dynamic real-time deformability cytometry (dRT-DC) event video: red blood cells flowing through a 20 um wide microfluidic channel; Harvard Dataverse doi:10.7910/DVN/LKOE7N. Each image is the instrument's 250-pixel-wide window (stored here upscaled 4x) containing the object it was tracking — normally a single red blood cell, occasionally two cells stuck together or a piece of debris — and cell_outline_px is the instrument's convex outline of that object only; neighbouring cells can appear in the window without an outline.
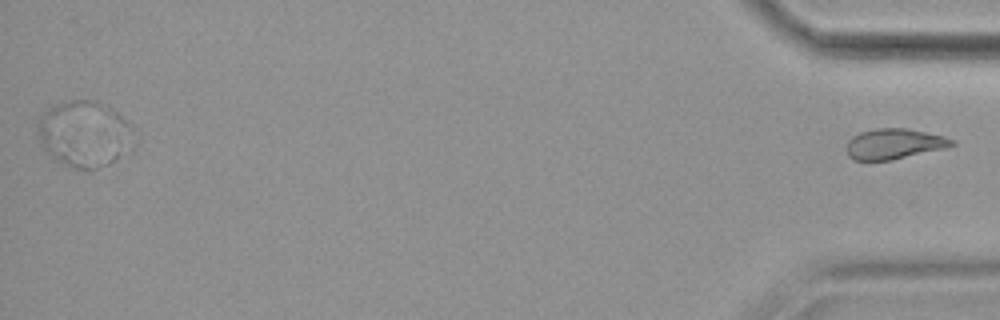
{"species": "common noctule bat (a hibernating species)", "species_latin": "Nyctalus noctula", "temperature_condition": "cold", "stored_images_in_passage": 58, "segment_of_instrument_passage": [2, 2], "camera_frame_rate_fps": 3000, "um_per_image_px": 0.085, "animal": {"sex": "female", "body_mass_g": 19.9}, "frame": {"image": 1, "passage_image": 58, "time_ms": 19.0, "image_size_px": [1000, 320], "cell_outline_px": [[956, 144], [944, 148], [892, 160], [852, 160], [848, 156], [844, 148], [848, 140], [852, 136], [860, 132], [876, 128], [904, 128], [944, 136], [956, 140]], "centroid_in_image_um": [75.95, 12.23], "position_along_channel_um": 359.3, "area_um2": 18.79}}